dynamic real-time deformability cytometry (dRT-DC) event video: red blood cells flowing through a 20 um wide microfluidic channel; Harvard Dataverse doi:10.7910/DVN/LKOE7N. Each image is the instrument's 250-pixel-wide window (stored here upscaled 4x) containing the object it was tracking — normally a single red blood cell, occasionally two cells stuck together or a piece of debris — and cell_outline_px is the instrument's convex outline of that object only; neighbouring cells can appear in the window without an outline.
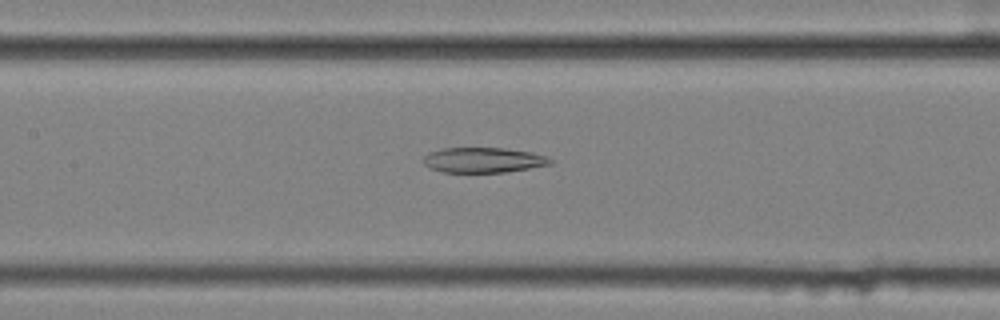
{"species": "common noctule bat (a hibernating species)", "species_latin": "Nyctalus noctula", "temperature_condition": "cold", "stored_images_in_passage": 56, "camera_frame_rate_fps": 3000, "um_per_image_px": 0.085, "animal": {"sex": "female", "body_mass_g": 25.1}, "frame": {"image": 1, "passage_image": 27, "time_ms": 8.667, "image_size_px": [1000, 320], "cell_outline_px": [[552, 164], [504, 172], [444, 172], [428, 168], [424, 164], [424, 156], [428, 152], [440, 148], [504, 148], [532, 152], [544, 156], [552, 160]], "centroid_in_image_um": [41.03, 13.6], "position_along_channel_um": 166.4, "area_um2": 18.55}}
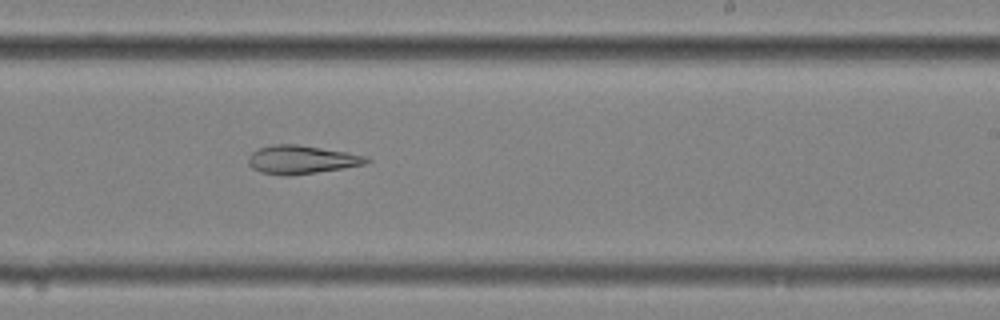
{"frame": {"image": 2, "passage_image": 35, "time_ms": 11.333, "image_size_px": [1000, 320], "cell_outline_px": [[372, 160], [368, 164], [344, 168], [288, 176], [284, 176], [260, 172], [252, 168], [248, 164], [248, 156], [252, 152], [260, 148], [272, 144], [296, 144], [348, 152], [368, 156]], "centroid_in_image_um": [25.66, 13.57], "position_along_channel_um": 263.3, "area_um2": 19.77}}
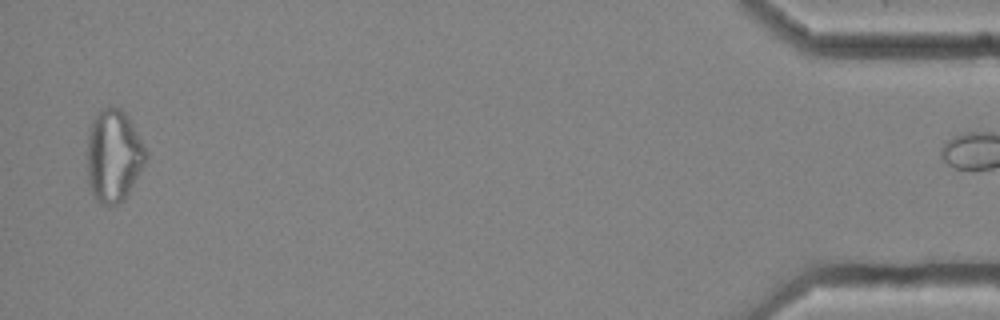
{"frame": {"image": 3, "passage_image": 55, "time_ms": 18.0, "image_size_px": [1000, 320], "cell_outline_px": [[148, 156], [144, 164], [124, 200], [116, 204], [100, 204], [92, 196], [88, 184], [88, 128], [92, 120], [104, 108], [120, 108], [128, 116]], "centroid_in_image_um": [9.63, 13.27], "position_along_channel_um": 425.6, "area_um2": 31.15}}